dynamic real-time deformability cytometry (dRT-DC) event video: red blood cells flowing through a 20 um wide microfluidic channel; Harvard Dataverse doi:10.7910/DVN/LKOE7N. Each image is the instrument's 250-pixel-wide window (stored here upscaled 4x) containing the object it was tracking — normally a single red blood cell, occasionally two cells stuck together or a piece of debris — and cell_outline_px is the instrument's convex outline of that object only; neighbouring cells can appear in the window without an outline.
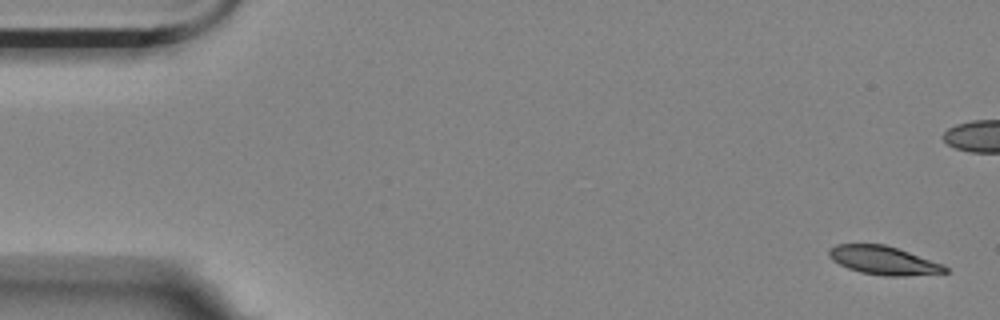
{"species": "Egyptian fruit bat (a non-hibernating species)", "species_latin": "Rousettus aegyptiacus", "temperature_condition": "room temperature", "stored_images_in_passage": 57, "camera_frame_rate_fps": 3000, "um_per_image_px": 0.085, "animal": {"sex": "female"}, "frame": {"image": 1, "passage_image": 1, "time_ms": 0.0, "image_size_px": [1000, 320], "cell_outline_px": [[952, 272], [904, 276], [884, 276], [860, 272], [848, 268], [832, 260], [828, 256], [828, 248], [836, 244], [884, 244], [944, 264]], "centroid_in_image_um": [75.1, 22.14], "position_along_channel_um": 9.9, "area_um2": 19.36}}
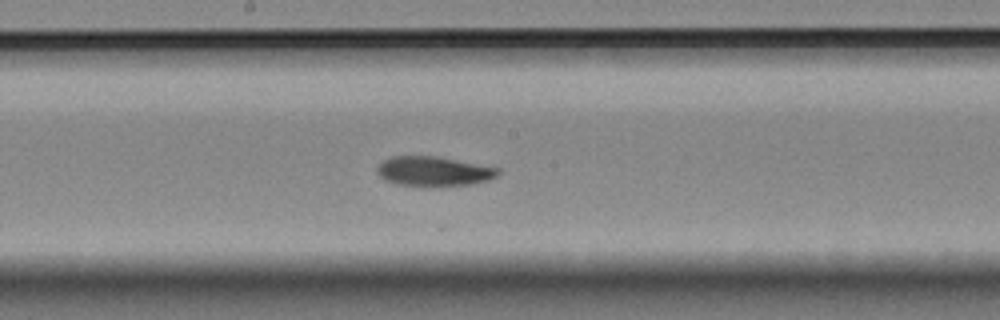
{"frame": {"image": 2, "passage_image": 29, "time_ms": 9.333, "image_size_px": [1000, 320], "cell_outline_px": [[500, 172], [496, 176], [488, 180], [472, 184], [396, 184], [384, 180], [376, 172], [376, 168], [384, 160], [392, 156], [436, 156], [500, 168]], "centroid_in_image_um": [36.85, 14.52], "position_along_channel_um": 211.4, "area_um2": 20.23}}
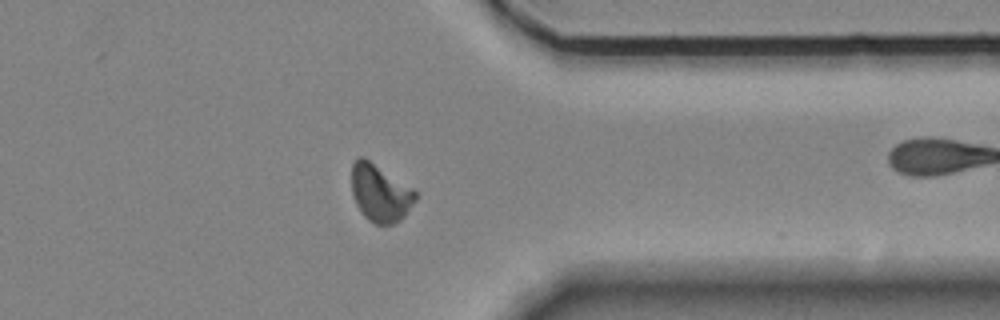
{"frame": {"image": 3, "passage_image": 44, "time_ms": 14.333, "image_size_px": [1000, 320], "cell_outline_px": [[416, 200], [404, 216], [400, 220], [392, 224], [376, 224], [368, 220], [360, 212], [356, 204], [352, 192], [352, 164], [360, 156], [364, 156], [412, 188], [416, 192]], "centroid_in_image_um": [32.3, 16.41], "position_along_channel_um": 379.1, "area_um2": 21.21}, "authors_computed_cell_mechanics": {"area_um2": 20.808, "velocity_mm_per_s": 3.5033, "shape_relaxation_time_tau1_ms": 8.591, "shape_relaxation_time_tau2_ms": 10.5054, "deformation_change_tau1": 0.1793, "deformation_change_tau2": 0.1554}}